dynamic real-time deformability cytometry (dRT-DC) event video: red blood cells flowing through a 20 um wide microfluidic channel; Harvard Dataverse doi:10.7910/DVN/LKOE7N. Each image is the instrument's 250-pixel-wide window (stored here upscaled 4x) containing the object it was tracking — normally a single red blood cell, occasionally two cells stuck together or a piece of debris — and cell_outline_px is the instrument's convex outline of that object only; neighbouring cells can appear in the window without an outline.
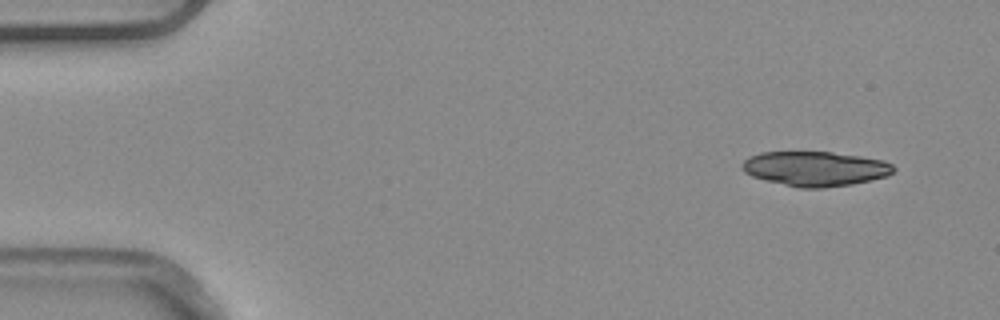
{"species": "common noctule bat (a hibernating species)", "species_latin": "Nyctalus noctula", "temperature_condition": "warm", "stored_images_in_passage": 5, "segment_of_instrument_passage": [1, 2], "camera_frame_rate_fps": 3000, "um_per_image_px": 0.085, "animal": {"sex": "male", "body_mass_g": 20.4}, "frame": {"image": 1, "passage_image": 1, "time_ms": 0.0, "image_size_px": [1000, 320], "cell_outline_px": [[896, 168], [888, 176], [872, 180], [852, 184], [824, 188], [800, 188], [752, 176], [744, 172], [740, 164], [748, 156], [760, 152], [832, 152], [860, 156], [884, 160], [892, 164]], "centroid_in_image_um": [69.3, 14.33], "position_along_channel_um": 15.7, "area_um2": 30.69}}